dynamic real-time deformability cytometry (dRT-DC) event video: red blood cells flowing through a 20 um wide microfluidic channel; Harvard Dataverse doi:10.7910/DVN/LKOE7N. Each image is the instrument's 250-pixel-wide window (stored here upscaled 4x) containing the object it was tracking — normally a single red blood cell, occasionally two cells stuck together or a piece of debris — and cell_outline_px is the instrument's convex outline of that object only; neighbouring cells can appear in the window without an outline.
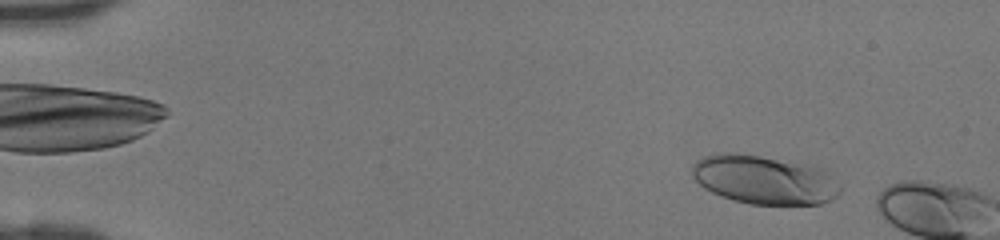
{"species": "human", "species_latin": "Homo sapiens", "temperature_condition": "room temperature", "stored_images_in_passage": 8, "camera_frame_rate_fps": 3000, "um_per_image_px": 0.085, "donor": {"sex": "female"}, "frame": {"image": 1, "passage_image": 3, "time_ms": 0.667, "image_size_px": [1000, 240], "cell_outline_px": [[840, 192], [832, 200], [820, 204], [752, 204], [732, 200], [720, 196], [704, 188], [692, 176], [692, 164], [696, 160], [704, 156], [720, 152], [736, 152], [808, 164], [824, 168], [840, 184]], "centroid_in_image_um": [64.96, 15.27], "position_along_channel_um": 20.0, "area_um2": 42.48}}